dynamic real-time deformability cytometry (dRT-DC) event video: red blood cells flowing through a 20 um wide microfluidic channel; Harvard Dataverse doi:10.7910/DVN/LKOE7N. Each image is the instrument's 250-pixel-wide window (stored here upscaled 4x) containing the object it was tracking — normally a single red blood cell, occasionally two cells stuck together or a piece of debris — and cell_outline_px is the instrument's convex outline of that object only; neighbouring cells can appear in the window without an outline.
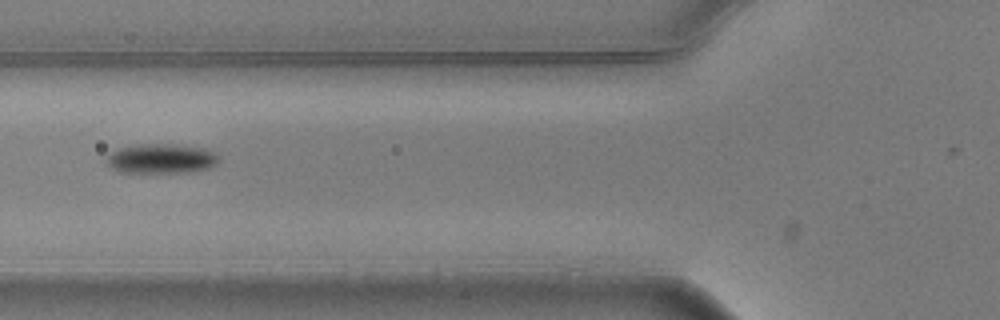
{"species": "common noctule bat (a hibernating species)", "species_latin": "Nyctalus noctula", "temperature_condition": "warm", "stored_images_in_passage": 4, "camera_frame_rate_fps": 3000, "um_per_image_px": 0.085, "animal": {"sex": "male", "body_mass_g": 20.5, "forearm_length_mm": 52.5}, "frame": {"image": 1, "passage_image": 4, "time_ms": 1.0, "image_size_px": [1000, 320], "cell_outline_px": [[220, 156], [216, 164], [208, 168], [184, 172], [120, 172], [112, 168], [108, 164], [108, 156], [112, 152], [120, 148], [136, 144], [176, 144], [204, 148]], "centroid_in_image_um": [13.72, 13.47], "position_along_channel_um": 112.1, "area_um2": 19.13}}